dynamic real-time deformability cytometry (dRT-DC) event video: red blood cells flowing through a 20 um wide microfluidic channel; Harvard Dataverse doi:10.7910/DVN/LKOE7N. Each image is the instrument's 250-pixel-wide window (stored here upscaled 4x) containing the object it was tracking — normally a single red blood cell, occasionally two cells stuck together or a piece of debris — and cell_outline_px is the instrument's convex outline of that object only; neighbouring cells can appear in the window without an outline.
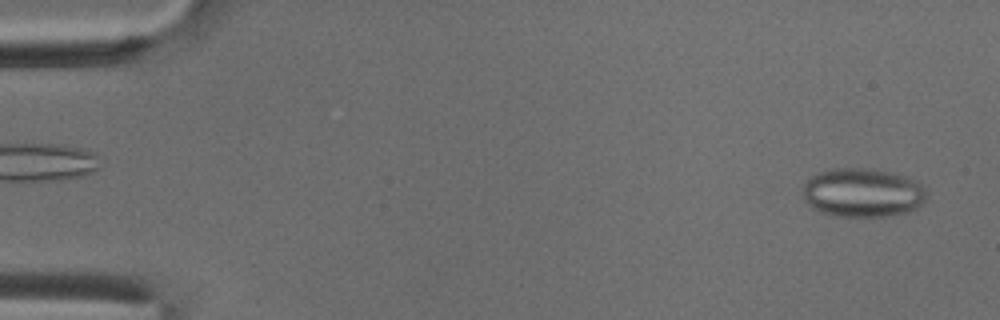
{"species": "common noctule bat (a hibernating species)", "species_latin": "Nyctalus noctula", "temperature_condition": "cold", "stored_images_in_passage": 51, "camera_frame_rate_fps": 3000, "um_per_image_px": 0.085, "animal": {"sex": "male", "body_mass_g": 18.8}, "frame": {"image": 1, "passage_image": 2, "time_ms": 0.333, "image_size_px": [1000, 320], "cell_outline_px": [[928, 192], [924, 200], [916, 208], [908, 212], [888, 216], [832, 216], [820, 212], [812, 208], [804, 200], [804, 184], [816, 172], [836, 168], [868, 168], [888, 172], [904, 176], [916, 180]], "centroid_in_image_um": [73.31, 16.38], "position_along_channel_um": 11.7, "area_um2": 35.32}}
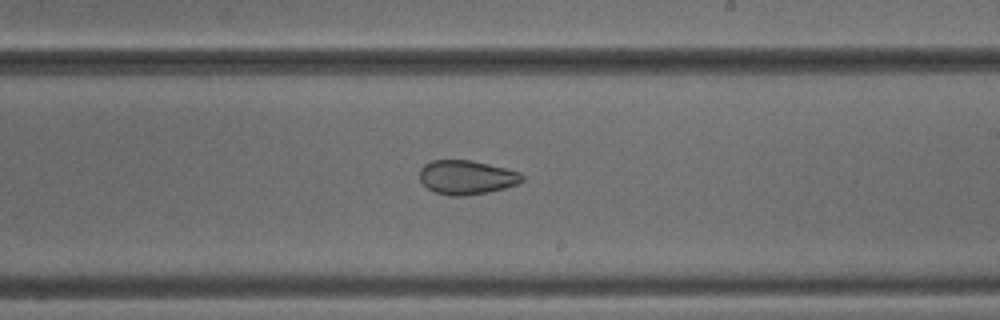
{"frame": {"image": 2, "passage_image": 30, "time_ms": 9.667, "image_size_px": [1000, 320], "cell_outline_px": [[524, 180], [516, 184], [504, 188], [488, 192], [464, 196], [448, 196], [436, 192], [428, 188], [420, 180], [420, 168], [424, 164], [432, 160], [472, 160], [520, 172], [524, 176]], "centroid_in_image_um": [39.65, 15.07], "position_along_channel_um": 249.3, "area_um2": 20.35}}
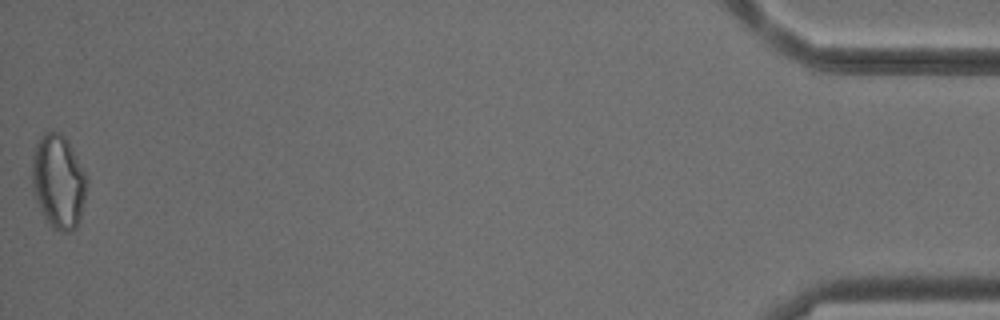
{"frame": {"image": 3, "passage_image": 51, "time_ms": 16.667, "image_size_px": [1000, 320], "cell_outline_px": [[88, 180], [84, 200], [80, 216], [76, 228], [72, 232], [60, 232], [52, 228], [44, 220], [32, 192], [32, 156], [36, 144], [44, 132], [52, 128], [60, 132], [68, 140]], "centroid_in_image_um": [4.93, 15.44], "position_along_channel_um": 430.3, "area_um2": 30.46}, "authors_computed_cell_mechanics": {"area_um2": 25.3742, "velocity_mm_per_s": 3.888, "shape_relaxation_time_tau1_ms": null, "shape_relaxation_time_tau2_ms": 2.4882, "deformation_change_tau1": null, "deformation_change_tau2": 0.0833}}